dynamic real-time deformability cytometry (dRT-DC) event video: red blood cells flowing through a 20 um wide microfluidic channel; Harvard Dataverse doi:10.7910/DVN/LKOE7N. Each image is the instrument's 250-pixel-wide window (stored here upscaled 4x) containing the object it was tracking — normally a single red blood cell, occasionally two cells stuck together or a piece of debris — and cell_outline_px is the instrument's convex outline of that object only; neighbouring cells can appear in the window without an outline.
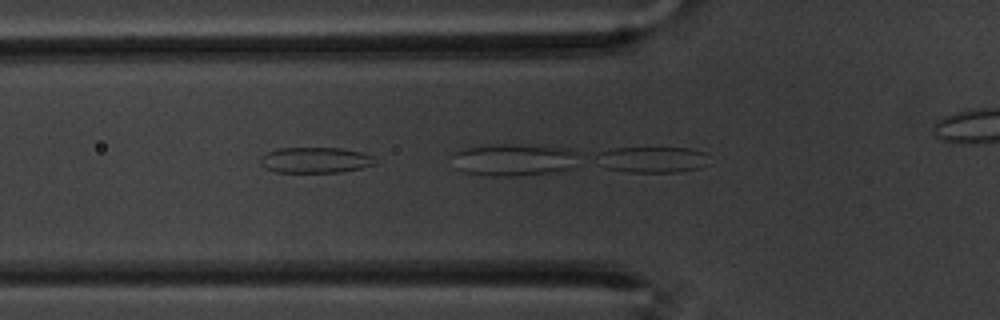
{"species": "common noctule bat (a hibernating species)", "species_latin": "Nyctalus noctula", "temperature_condition": "warm", "stored_images_in_passage": 19, "camera_frame_rate_fps": 3000, "um_per_image_px": 0.085, "animal": {"sex": "male", "body_mass_g": 20.1, "forearm_length_mm": 53.5}, "frame": {"image": 1, "passage_image": 19, "time_ms": 6.0, "image_size_px": [1000, 320], "cell_outline_px": [[708, 164], [700, 168], [676, 172], [628, 172], [608, 168], [592, 160], [592, 156], [600, 152], [612, 148], [692, 148], [708, 152]], "centroid_in_image_um": [55.44, 13.55], "position_along_channel_um": 70.4, "area_um2": 17.46}}